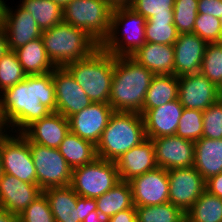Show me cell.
Masks as SVG:
<instances>
[{
    "instance_id": "cell-1",
    "label": "cell",
    "mask_w": 222,
    "mask_h": 222,
    "mask_svg": "<svg viewBox=\"0 0 222 222\" xmlns=\"http://www.w3.org/2000/svg\"><path fill=\"white\" fill-rule=\"evenodd\" d=\"M2 96L0 107L5 122L11 124L8 127H18L21 133L33 121L56 112L53 71L26 75L22 82L5 89Z\"/></svg>"
},
{
    "instance_id": "cell-2",
    "label": "cell",
    "mask_w": 222,
    "mask_h": 222,
    "mask_svg": "<svg viewBox=\"0 0 222 222\" xmlns=\"http://www.w3.org/2000/svg\"><path fill=\"white\" fill-rule=\"evenodd\" d=\"M154 74L131 57H115L109 105L115 112L140 113Z\"/></svg>"
},
{
    "instance_id": "cell-3",
    "label": "cell",
    "mask_w": 222,
    "mask_h": 222,
    "mask_svg": "<svg viewBox=\"0 0 222 222\" xmlns=\"http://www.w3.org/2000/svg\"><path fill=\"white\" fill-rule=\"evenodd\" d=\"M115 57L99 46L88 57L64 67L93 103L109 104Z\"/></svg>"
},
{
    "instance_id": "cell-4",
    "label": "cell",
    "mask_w": 222,
    "mask_h": 222,
    "mask_svg": "<svg viewBox=\"0 0 222 222\" xmlns=\"http://www.w3.org/2000/svg\"><path fill=\"white\" fill-rule=\"evenodd\" d=\"M146 139L144 119L140 113L114 111L96 144L97 157L116 162Z\"/></svg>"
},
{
    "instance_id": "cell-5",
    "label": "cell",
    "mask_w": 222,
    "mask_h": 222,
    "mask_svg": "<svg viewBox=\"0 0 222 222\" xmlns=\"http://www.w3.org/2000/svg\"><path fill=\"white\" fill-rule=\"evenodd\" d=\"M41 38L49 59L56 67L84 59L100 46L84 30L64 21L44 30Z\"/></svg>"
},
{
    "instance_id": "cell-6",
    "label": "cell",
    "mask_w": 222,
    "mask_h": 222,
    "mask_svg": "<svg viewBox=\"0 0 222 222\" xmlns=\"http://www.w3.org/2000/svg\"><path fill=\"white\" fill-rule=\"evenodd\" d=\"M145 23L146 18L135 12L131 7L114 8L112 10L110 32L100 46L114 57L132 56L146 43ZM121 25L125 26L122 34L124 35L123 40H120L122 38L117 36L118 28Z\"/></svg>"
},
{
    "instance_id": "cell-7",
    "label": "cell",
    "mask_w": 222,
    "mask_h": 222,
    "mask_svg": "<svg viewBox=\"0 0 222 222\" xmlns=\"http://www.w3.org/2000/svg\"><path fill=\"white\" fill-rule=\"evenodd\" d=\"M112 10L104 0H72L63 8V21L101 45L110 32Z\"/></svg>"
},
{
    "instance_id": "cell-8",
    "label": "cell",
    "mask_w": 222,
    "mask_h": 222,
    "mask_svg": "<svg viewBox=\"0 0 222 222\" xmlns=\"http://www.w3.org/2000/svg\"><path fill=\"white\" fill-rule=\"evenodd\" d=\"M116 162L96 158L72 169L70 186L80 197L97 198L120 182Z\"/></svg>"
},
{
    "instance_id": "cell-9",
    "label": "cell",
    "mask_w": 222,
    "mask_h": 222,
    "mask_svg": "<svg viewBox=\"0 0 222 222\" xmlns=\"http://www.w3.org/2000/svg\"><path fill=\"white\" fill-rule=\"evenodd\" d=\"M33 164L36 168V184L45 190L71 184L72 168L60 154L59 149L29 142Z\"/></svg>"
},
{
    "instance_id": "cell-10",
    "label": "cell",
    "mask_w": 222,
    "mask_h": 222,
    "mask_svg": "<svg viewBox=\"0 0 222 222\" xmlns=\"http://www.w3.org/2000/svg\"><path fill=\"white\" fill-rule=\"evenodd\" d=\"M2 172L17 177L22 182L36 184V168L33 164L29 141L21 134L0 140Z\"/></svg>"
},
{
    "instance_id": "cell-11",
    "label": "cell",
    "mask_w": 222,
    "mask_h": 222,
    "mask_svg": "<svg viewBox=\"0 0 222 222\" xmlns=\"http://www.w3.org/2000/svg\"><path fill=\"white\" fill-rule=\"evenodd\" d=\"M169 202L185 214L206 190V180L192 166L167 170Z\"/></svg>"
},
{
    "instance_id": "cell-12",
    "label": "cell",
    "mask_w": 222,
    "mask_h": 222,
    "mask_svg": "<svg viewBox=\"0 0 222 222\" xmlns=\"http://www.w3.org/2000/svg\"><path fill=\"white\" fill-rule=\"evenodd\" d=\"M135 207L154 206L169 202L167 170L157 167L129 181Z\"/></svg>"
},
{
    "instance_id": "cell-13",
    "label": "cell",
    "mask_w": 222,
    "mask_h": 222,
    "mask_svg": "<svg viewBox=\"0 0 222 222\" xmlns=\"http://www.w3.org/2000/svg\"><path fill=\"white\" fill-rule=\"evenodd\" d=\"M178 80V99L186 109L204 111L221 97L220 88L200 73L183 75Z\"/></svg>"
},
{
    "instance_id": "cell-14",
    "label": "cell",
    "mask_w": 222,
    "mask_h": 222,
    "mask_svg": "<svg viewBox=\"0 0 222 222\" xmlns=\"http://www.w3.org/2000/svg\"><path fill=\"white\" fill-rule=\"evenodd\" d=\"M56 94V112L69 118L93 102L65 67L53 70Z\"/></svg>"
},
{
    "instance_id": "cell-15",
    "label": "cell",
    "mask_w": 222,
    "mask_h": 222,
    "mask_svg": "<svg viewBox=\"0 0 222 222\" xmlns=\"http://www.w3.org/2000/svg\"><path fill=\"white\" fill-rule=\"evenodd\" d=\"M158 167L165 170L194 165V141L171 135L152 139Z\"/></svg>"
},
{
    "instance_id": "cell-16",
    "label": "cell",
    "mask_w": 222,
    "mask_h": 222,
    "mask_svg": "<svg viewBox=\"0 0 222 222\" xmlns=\"http://www.w3.org/2000/svg\"><path fill=\"white\" fill-rule=\"evenodd\" d=\"M113 113L109 104L92 103L68 118L70 131L96 145Z\"/></svg>"
},
{
    "instance_id": "cell-17",
    "label": "cell",
    "mask_w": 222,
    "mask_h": 222,
    "mask_svg": "<svg viewBox=\"0 0 222 222\" xmlns=\"http://www.w3.org/2000/svg\"><path fill=\"white\" fill-rule=\"evenodd\" d=\"M42 193L37 184L22 182L7 173L1 175L0 208L12 214L20 215Z\"/></svg>"
},
{
    "instance_id": "cell-18",
    "label": "cell",
    "mask_w": 222,
    "mask_h": 222,
    "mask_svg": "<svg viewBox=\"0 0 222 222\" xmlns=\"http://www.w3.org/2000/svg\"><path fill=\"white\" fill-rule=\"evenodd\" d=\"M14 13L5 5L2 25L5 29L9 49L15 51L28 42L41 37L42 30L31 14L21 5Z\"/></svg>"
},
{
    "instance_id": "cell-19",
    "label": "cell",
    "mask_w": 222,
    "mask_h": 222,
    "mask_svg": "<svg viewBox=\"0 0 222 222\" xmlns=\"http://www.w3.org/2000/svg\"><path fill=\"white\" fill-rule=\"evenodd\" d=\"M207 42L195 33H181L173 44L174 75L197 74L200 71Z\"/></svg>"
},
{
    "instance_id": "cell-20",
    "label": "cell",
    "mask_w": 222,
    "mask_h": 222,
    "mask_svg": "<svg viewBox=\"0 0 222 222\" xmlns=\"http://www.w3.org/2000/svg\"><path fill=\"white\" fill-rule=\"evenodd\" d=\"M70 131L69 119L58 112L33 121L21 134L32 143L58 149Z\"/></svg>"
},
{
    "instance_id": "cell-21",
    "label": "cell",
    "mask_w": 222,
    "mask_h": 222,
    "mask_svg": "<svg viewBox=\"0 0 222 222\" xmlns=\"http://www.w3.org/2000/svg\"><path fill=\"white\" fill-rule=\"evenodd\" d=\"M183 109L179 99L149 109L143 115L146 137L154 139L175 135Z\"/></svg>"
},
{
    "instance_id": "cell-22",
    "label": "cell",
    "mask_w": 222,
    "mask_h": 222,
    "mask_svg": "<svg viewBox=\"0 0 222 222\" xmlns=\"http://www.w3.org/2000/svg\"><path fill=\"white\" fill-rule=\"evenodd\" d=\"M117 170L122 181L129 182L134 177L156 169L157 163L152 139H146L124 153L117 161Z\"/></svg>"
},
{
    "instance_id": "cell-23",
    "label": "cell",
    "mask_w": 222,
    "mask_h": 222,
    "mask_svg": "<svg viewBox=\"0 0 222 222\" xmlns=\"http://www.w3.org/2000/svg\"><path fill=\"white\" fill-rule=\"evenodd\" d=\"M130 57L154 75H174L173 45L146 42Z\"/></svg>"
},
{
    "instance_id": "cell-24",
    "label": "cell",
    "mask_w": 222,
    "mask_h": 222,
    "mask_svg": "<svg viewBox=\"0 0 222 222\" xmlns=\"http://www.w3.org/2000/svg\"><path fill=\"white\" fill-rule=\"evenodd\" d=\"M48 199L55 222H81L80 206H77L78 195L73 188L50 187L43 190Z\"/></svg>"
},
{
    "instance_id": "cell-25",
    "label": "cell",
    "mask_w": 222,
    "mask_h": 222,
    "mask_svg": "<svg viewBox=\"0 0 222 222\" xmlns=\"http://www.w3.org/2000/svg\"><path fill=\"white\" fill-rule=\"evenodd\" d=\"M194 151L193 167L205 180L222 172V138L202 137L194 142Z\"/></svg>"
},
{
    "instance_id": "cell-26",
    "label": "cell",
    "mask_w": 222,
    "mask_h": 222,
    "mask_svg": "<svg viewBox=\"0 0 222 222\" xmlns=\"http://www.w3.org/2000/svg\"><path fill=\"white\" fill-rule=\"evenodd\" d=\"M15 52L26 75L46 74L56 68L47 55L41 37L28 42Z\"/></svg>"
},
{
    "instance_id": "cell-27",
    "label": "cell",
    "mask_w": 222,
    "mask_h": 222,
    "mask_svg": "<svg viewBox=\"0 0 222 222\" xmlns=\"http://www.w3.org/2000/svg\"><path fill=\"white\" fill-rule=\"evenodd\" d=\"M179 80L176 75H154L140 114L178 99Z\"/></svg>"
},
{
    "instance_id": "cell-28",
    "label": "cell",
    "mask_w": 222,
    "mask_h": 222,
    "mask_svg": "<svg viewBox=\"0 0 222 222\" xmlns=\"http://www.w3.org/2000/svg\"><path fill=\"white\" fill-rule=\"evenodd\" d=\"M58 149L72 169L91 163L97 158L96 145L71 131L60 143Z\"/></svg>"
},
{
    "instance_id": "cell-29",
    "label": "cell",
    "mask_w": 222,
    "mask_h": 222,
    "mask_svg": "<svg viewBox=\"0 0 222 222\" xmlns=\"http://www.w3.org/2000/svg\"><path fill=\"white\" fill-rule=\"evenodd\" d=\"M95 200L97 211L102 217L107 218L134 206L130 182L122 180Z\"/></svg>"
},
{
    "instance_id": "cell-30",
    "label": "cell",
    "mask_w": 222,
    "mask_h": 222,
    "mask_svg": "<svg viewBox=\"0 0 222 222\" xmlns=\"http://www.w3.org/2000/svg\"><path fill=\"white\" fill-rule=\"evenodd\" d=\"M21 6L31 14L42 31L63 21V8L51 0H22Z\"/></svg>"
},
{
    "instance_id": "cell-31",
    "label": "cell",
    "mask_w": 222,
    "mask_h": 222,
    "mask_svg": "<svg viewBox=\"0 0 222 222\" xmlns=\"http://www.w3.org/2000/svg\"><path fill=\"white\" fill-rule=\"evenodd\" d=\"M174 15H153L145 23L146 42L173 45L178 38Z\"/></svg>"
},
{
    "instance_id": "cell-32",
    "label": "cell",
    "mask_w": 222,
    "mask_h": 222,
    "mask_svg": "<svg viewBox=\"0 0 222 222\" xmlns=\"http://www.w3.org/2000/svg\"><path fill=\"white\" fill-rule=\"evenodd\" d=\"M185 216L186 222H222V199L205 190Z\"/></svg>"
},
{
    "instance_id": "cell-33",
    "label": "cell",
    "mask_w": 222,
    "mask_h": 222,
    "mask_svg": "<svg viewBox=\"0 0 222 222\" xmlns=\"http://www.w3.org/2000/svg\"><path fill=\"white\" fill-rule=\"evenodd\" d=\"M137 222H186L185 213L170 202L136 207Z\"/></svg>"
},
{
    "instance_id": "cell-34",
    "label": "cell",
    "mask_w": 222,
    "mask_h": 222,
    "mask_svg": "<svg viewBox=\"0 0 222 222\" xmlns=\"http://www.w3.org/2000/svg\"><path fill=\"white\" fill-rule=\"evenodd\" d=\"M199 73L222 88V42L207 43Z\"/></svg>"
},
{
    "instance_id": "cell-35",
    "label": "cell",
    "mask_w": 222,
    "mask_h": 222,
    "mask_svg": "<svg viewBox=\"0 0 222 222\" xmlns=\"http://www.w3.org/2000/svg\"><path fill=\"white\" fill-rule=\"evenodd\" d=\"M26 77L15 51L10 50L0 58V89L2 92L22 82Z\"/></svg>"
},
{
    "instance_id": "cell-36",
    "label": "cell",
    "mask_w": 222,
    "mask_h": 222,
    "mask_svg": "<svg viewBox=\"0 0 222 222\" xmlns=\"http://www.w3.org/2000/svg\"><path fill=\"white\" fill-rule=\"evenodd\" d=\"M173 15L174 25L179 34L193 33L198 15V0H175Z\"/></svg>"
},
{
    "instance_id": "cell-37",
    "label": "cell",
    "mask_w": 222,
    "mask_h": 222,
    "mask_svg": "<svg viewBox=\"0 0 222 222\" xmlns=\"http://www.w3.org/2000/svg\"><path fill=\"white\" fill-rule=\"evenodd\" d=\"M203 134V111L184 108L176 135L191 141H198Z\"/></svg>"
},
{
    "instance_id": "cell-38",
    "label": "cell",
    "mask_w": 222,
    "mask_h": 222,
    "mask_svg": "<svg viewBox=\"0 0 222 222\" xmlns=\"http://www.w3.org/2000/svg\"><path fill=\"white\" fill-rule=\"evenodd\" d=\"M193 33L207 43L222 42V21L212 15L198 14Z\"/></svg>"
},
{
    "instance_id": "cell-39",
    "label": "cell",
    "mask_w": 222,
    "mask_h": 222,
    "mask_svg": "<svg viewBox=\"0 0 222 222\" xmlns=\"http://www.w3.org/2000/svg\"><path fill=\"white\" fill-rule=\"evenodd\" d=\"M18 222H55L48 199L44 193L18 215Z\"/></svg>"
},
{
    "instance_id": "cell-40",
    "label": "cell",
    "mask_w": 222,
    "mask_h": 222,
    "mask_svg": "<svg viewBox=\"0 0 222 222\" xmlns=\"http://www.w3.org/2000/svg\"><path fill=\"white\" fill-rule=\"evenodd\" d=\"M209 139L222 138V100L219 99L203 111V134Z\"/></svg>"
},
{
    "instance_id": "cell-41",
    "label": "cell",
    "mask_w": 222,
    "mask_h": 222,
    "mask_svg": "<svg viewBox=\"0 0 222 222\" xmlns=\"http://www.w3.org/2000/svg\"><path fill=\"white\" fill-rule=\"evenodd\" d=\"M175 0H133L131 8L148 20L153 15H173Z\"/></svg>"
},
{
    "instance_id": "cell-42",
    "label": "cell",
    "mask_w": 222,
    "mask_h": 222,
    "mask_svg": "<svg viewBox=\"0 0 222 222\" xmlns=\"http://www.w3.org/2000/svg\"><path fill=\"white\" fill-rule=\"evenodd\" d=\"M198 14H208L222 19V0H198Z\"/></svg>"
},
{
    "instance_id": "cell-43",
    "label": "cell",
    "mask_w": 222,
    "mask_h": 222,
    "mask_svg": "<svg viewBox=\"0 0 222 222\" xmlns=\"http://www.w3.org/2000/svg\"><path fill=\"white\" fill-rule=\"evenodd\" d=\"M206 191L222 199V172L206 180Z\"/></svg>"
},
{
    "instance_id": "cell-44",
    "label": "cell",
    "mask_w": 222,
    "mask_h": 222,
    "mask_svg": "<svg viewBox=\"0 0 222 222\" xmlns=\"http://www.w3.org/2000/svg\"><path fill=\"white\" fill-rule=\"evenodd\" d=\"M77 206H80V221L82 222L85 217L92 211L97 210V203L95 198L78 197Z\"/></svg>"
},
{
    "instance_id": "cell-45",
    "label": "cell",
    "mask_w": 222,
    "mask_h": 222,
    "mask_svg": "<svg viewBox=\"0 0 222 222\" xmlns=\"http://www.w3.org/2000/svg\"><path fill=\"white\" fill-rule=\"evenodd\" d=\"M109 222H137L136 207L120 211L109 218Z\"/></svg>"
},
{
    "instance_id": "cell-46",
    "label": "cell",
    "mask_w": 222,
    "mask_h": 222,
    "mask_svg": "<svg viewBox=\"0 0 222 222\" xmlns=\"http://www.w3.org/2000/svg\"><path fill=\"white\" fill-rule=\"evenodd\" d=\"M10 51L9 44L7 41V36L5 29L2 24H0V58Z\"/></svg>"
},
{
    "instance_id": "cell-47",
    "label": "cell",
    "mask_w": 222,
    "mask_h": 222,
    "mask_svg": "<svg viewBox=\"0 0 222 222\" xmlns=\"http://www.w3.org/2000/svg\"><path fill=\"white\" fill-rule=\"evenodd\" d=\"M82 222H109V218L102 217L100 213L95 210L89 213Z\"/></svg>"
},
{
    "instance_id": "cell-48",
    "label": "cell",
    "mask_w": 222,
    "mask_h": 222,
    "mask_svg": "<svg viewBox=\"0 0 222 222\" xmlns=\"http://www.w3.org/2000/svg\"><path fill=\"white\" fill-rule=\"evenodd\" d=\"M112 9L130 7L133 0H104Z\"/></svg>"
},
{
    "instance_id": "cell-49",
    "label": "cell",
    "mask_w": 222,
    "mask_h": 222,
    "mask_svg": "<svg viewBox=\"0 0 222 222\" xmlns=\"http://www.w3.org/2000/svg\"><path fill=\"white\" fill-rule=\"evenodd\" d=\"M0 222H18V216L0 208Z\"/></svg>"
},
{
    "instance_id": "cell-50",
    "label": "cell",
    "mask_w": 222,
    "mask_h": 222,
    "mask_svg": "<svg viewBox=\"0 0 222 222\" xmlns=\"http://www.w3.org/2000/svg\"><path fill=\"white\" fill-rule=\"evenodd\" d=\"M4 126L8 127L7 123L4 120L2 109L0 107V140L3 139L7 135L6 133H4L6 131Z\"/></svg>"
},
{
    "instance_id": "cell-51",
    "label": "cell",
    "mask_w": 222,
    "mask_h": 222,
    "mask_svg": "<svg viewBox=\"0 0 222 222\" xmlns=\"http://www.w3.org/2000/svg\"><path fill=\"white\" fill-rule=\"evenodd\" d=\"M51 1L64 8L72 0H51Z\"/></svg>"
},
{
    "instance_id": "cell-52",
    "label": "cell",
    "mask_w": 222,
    "mask_h": 222,
    "mask_svg": "<svg viewBox=\"0 0 222 222\" xmlns=\"http://www.w3.org/2000/svg\"><path fill=\"white\" fill-rule=\"evenodd\" d=\"M5 3L4 0H0V24H2L3 15H4Z\"/></svg>"
},
{
    "instance_id": "cell-53",
    "label": "cell",
    "mask_w": 222,
    "mask_h": 222,
    "mask_svg": "<svg viewBox=\"0 0 222 222\" xmlns=\"http://www.w3.org/2000/svg\"><path fill=\"white\" fill-rule=\"evenodd\" d=\"M2 163H1V155H0V178H1V175H2Z\"/></svg>"
}]
</instances>
